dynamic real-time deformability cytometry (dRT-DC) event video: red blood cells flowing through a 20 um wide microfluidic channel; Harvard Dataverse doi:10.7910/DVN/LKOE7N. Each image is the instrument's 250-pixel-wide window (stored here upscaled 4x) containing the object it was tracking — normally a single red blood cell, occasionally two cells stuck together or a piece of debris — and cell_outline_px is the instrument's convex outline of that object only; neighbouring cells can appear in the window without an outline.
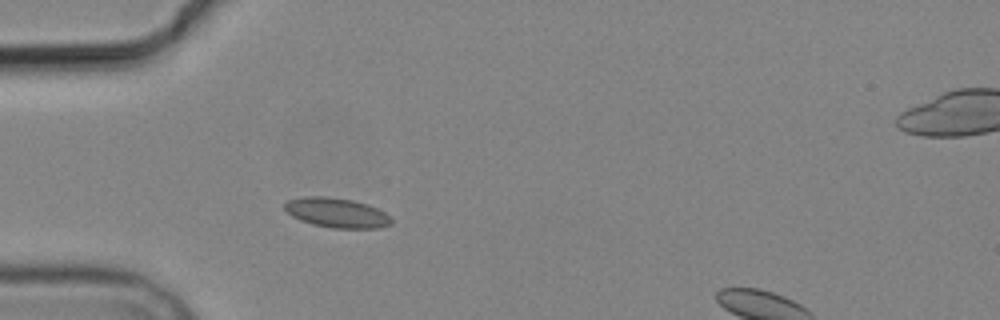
{"species": "common noctule bat (a hibernating species)", "species_latin": "Nyctalus noctula", "temperature_condition": "cold", "stored_images_in_passage": 2, "segment_of_instrument_passage": [1, 2], "camera_frame_rate_fps": 3000, "um_per_image_px": 0.085, "animal": {"sex": "male", "body_mass_g": 19.2, "forearm_length_mm": 51.8}, "frame": {"image": 1, "passage_image": 1, "time_ms": 0.0, "image_size_px": [1000, 320], "cell_outline_px": [[392, 224], [380, 228], [332, 228], [312, 224], [300, 220], [292, 216], [284, 208], [284, 204], [288, 200], [304, 196], [324, 196], [352, 200], [368, 204], [384, 212], [392, 220]], "centroid_in_image_um": [28.61, 18.08], "position_along_channel_um": 56.4, "area_um2": 18.44}}